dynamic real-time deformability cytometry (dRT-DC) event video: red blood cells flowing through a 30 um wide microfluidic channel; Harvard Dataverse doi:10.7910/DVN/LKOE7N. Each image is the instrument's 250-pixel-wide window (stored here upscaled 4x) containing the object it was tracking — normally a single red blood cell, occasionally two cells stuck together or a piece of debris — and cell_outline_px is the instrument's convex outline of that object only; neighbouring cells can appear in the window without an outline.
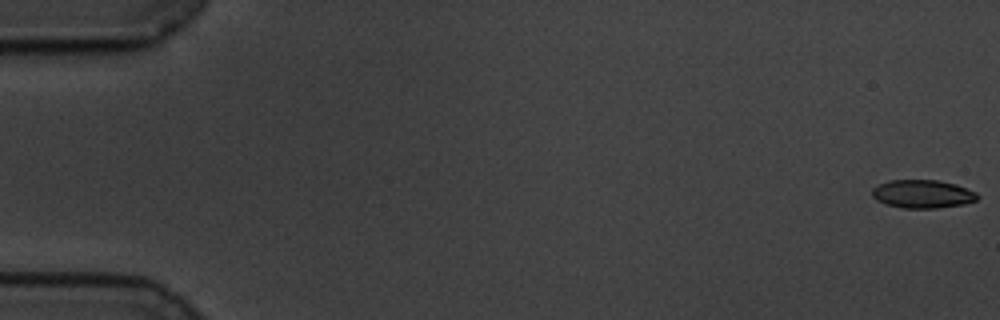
{"species": "common noctule bat (a hibernating species)", "species_latin": "Nyctalus noctula", "temperature_condition": "cold", "stored_images_in_passage": 59, "camera_frame_rate_fps": 3000, "um_per_image_px": 0.085, "animal": {"sex": "male", "body_mass_g": 19.5, "forearm_length_mm": 54.6}, "frame": {"image": 1, "passage_image": 1, "time_ms": 0.0, "image_size_px": [1000, 320], "cell_outline_px": [[980, 196], [976, 200], [964, 204], [936, 208], [904, 208], [884, 204], [876, 200], [872, 196], [872, 188], [888, 180], [940, 180], [956, 184], [976, 192]], "centroid_in_image_um": [78.41, 16.48], "position_along_channel_um": 6.6, "area_um2": 17.46}}
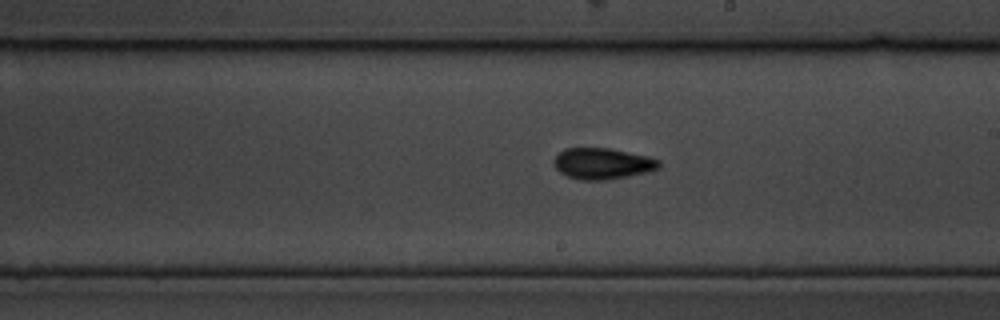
{"frame": {"image": 2, "passage_image": 34, "time_ms": 11.0, "image_size_px": [1000, 320], "cell_outline_px": [[660, 168], [648, 172], [608, 180], [580, 180], [568, 176], [560, 172], [552, 164], [552, 160], [564, 148], [608, 148], [648, 156], [660, 160]], "centroid_in_image_um": [51.21, 13.91], "position_along_channel_um": 237.8, "area_um2": 19.19}}
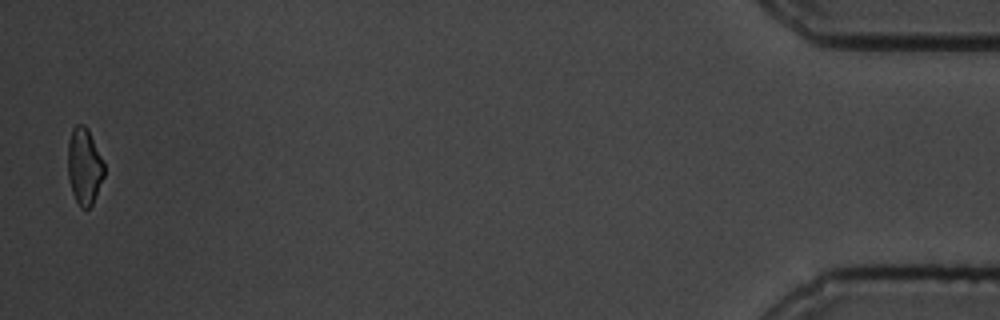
{"frame": {"image": 3, "passage_image": 58, "time_ms": 19.0, "image_size_px": [1000, 320], "cell_outline_px": [[104, 176], [92, 204], [88, 208], [80, 208], [72, 192], [68, 180], [68, 140], [72, 128], [76, 124], [84, 124], [88, 128], [104, 164]], "centroid_in_image_um": [7.14, 14.11], "position_along_channel_um": 428.1, "area_um2": 16.18}, "authors_computed_cell_mechanics": {"area_um2": 17.8602, "velocity_mm_per_s": 3.4722, "shape_relaxation_time_tau1_ms": 4.69, "shape_relaxation_time_tau2_ms": 5.6051, "deformation_change_tau1": 0.1045, "deformation_change_tau2": 0.1139}}